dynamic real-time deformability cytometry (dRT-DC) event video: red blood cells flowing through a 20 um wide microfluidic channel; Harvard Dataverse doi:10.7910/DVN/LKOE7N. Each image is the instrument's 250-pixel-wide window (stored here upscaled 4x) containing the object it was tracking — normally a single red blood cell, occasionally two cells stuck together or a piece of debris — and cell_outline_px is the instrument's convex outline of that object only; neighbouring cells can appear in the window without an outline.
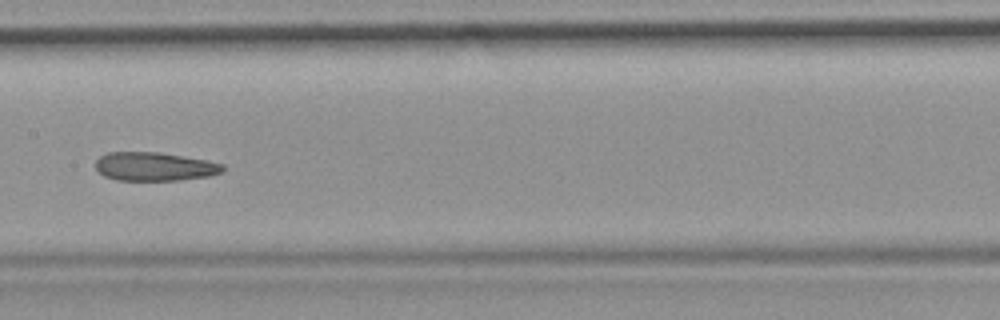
{"species": "common noctule bat (a hibernating species)", "species_latin": "Nyctalus noctula", "temperature_condition": "room temperature", "stored_images_in_passage": 35, "camera_frame_rate_fps": 3000, "um_per_image_px": 0.085, "animal": {"sex": "female", "body_mass_g": 19.9}, "frame": {"image": 1, "passage_image": 11, "time_ms": 3.333, "image_size_px": [1000, 320], "cell_outline_px": [[224, 172], [208, 176], [180, 180], [116, 180], [104, 176], [96, 168], [96, 160], [100, 156], [108, 152], [160, 152], [208, 160], [224, 164]], "centroid_in_image_um": [13.16, 14.15], "position_along_channel_um": 194.2, "area_um2": 21.33}}
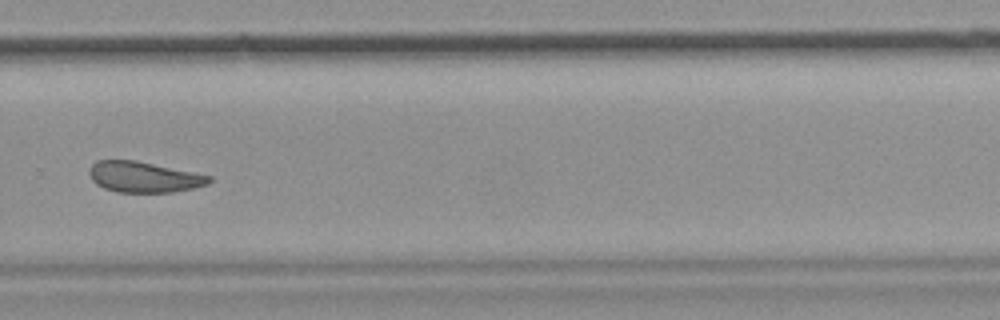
{"frame": {"image": 2, "passage_image": 20, "time_ms": 6.333, "image_size_px": [1000, 320], "cell_outline_px": [[212, 180], [208, 184], [192, 188], [172, 192], [116, 192], [104, 188], [96, 184], [92, 180], [88, 172], [88, 168], [96, 160], [136, 160], [196, 172], [212, 176]], "centroid_in_image_um": [12.22, 15.03], "position_along_channel_um": 317.6, "area_um2": 21.68}}